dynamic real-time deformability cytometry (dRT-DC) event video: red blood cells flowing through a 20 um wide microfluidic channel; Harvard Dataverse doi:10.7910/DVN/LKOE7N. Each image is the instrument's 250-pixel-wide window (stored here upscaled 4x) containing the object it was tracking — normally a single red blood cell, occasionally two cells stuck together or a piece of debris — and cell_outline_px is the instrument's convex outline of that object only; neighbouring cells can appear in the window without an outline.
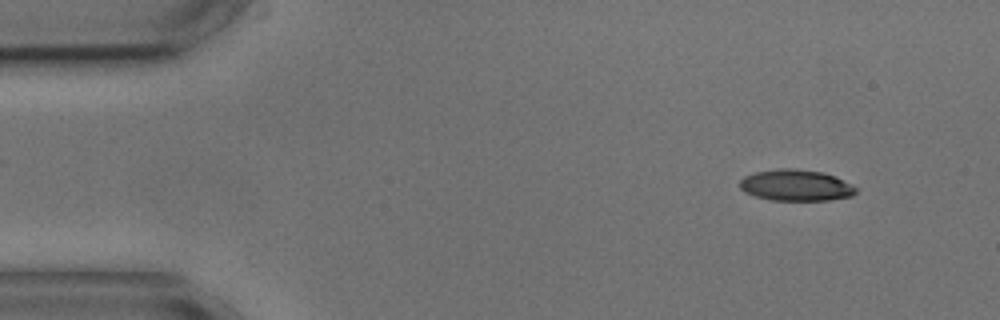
{"species": "common noctule bat (a hibernating species)", "species_latin": "Nyctalus noctula", "temperature_condition": "cold", "stored_images_in_passage": 3, "camera_frame_rate_fps": 3000, "um_per_image_px": 0.085, "animal": {"sex": "male", "body_mass_g": 17.9, "forearm_length_mm": 54.2}, "frame": {"image": 1, "passage_image": 1, "time_ms": 0.0, "image_size_px": [1000, 320], "cell_outline_px": [[860, 188], [852, 196], [828, 200], [772, 200], [756, 196], [744, 192], [740, 188], [740, 180], [744, 176], [756, 172], [780, 168], [792, 168], [820, 172], [836, 176]], "centroid_in_image_um": [67.68, 15.75], "position_along_channel_um": 17.3, "area_um2": 21.21}}